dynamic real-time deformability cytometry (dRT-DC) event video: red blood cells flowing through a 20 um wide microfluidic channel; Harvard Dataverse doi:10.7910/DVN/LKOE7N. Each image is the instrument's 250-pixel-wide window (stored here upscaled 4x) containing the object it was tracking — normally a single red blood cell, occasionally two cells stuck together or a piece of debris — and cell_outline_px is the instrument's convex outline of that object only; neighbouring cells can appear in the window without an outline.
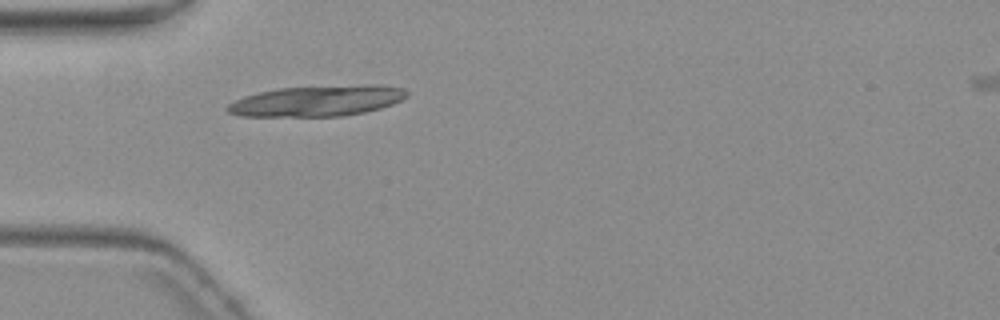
{"species": "common noctule bat (a hibernating species)", "species_latin": "Nyctalus noctula", "temperature_condition": "warm", "stored_images_in_passage": 6, "camera_frame_rate_fps": 3000, "um_per_image_px": 0.085, "animal": {"sex": "female", "body_mass_g": 19.3, "forearm_length_mm": 54.1}, "frame": {"image": 1, "passage_image": 5, "time_ms": 5.0, "image_size_px": [1000, 320], "cell_outline_px": [[408, 96], [392, 104], [380, 108], [364, 112], [340, 116], [240, 116], [228, 112], [224, 108], [228, 104], [244, 96], [276, 88], [368, 84], [380, 84], [404, 88], [408, 92]], "centroid_in_image_um": [26.97, 8.56], "position_along_channel_um": 58.0, "area_um2": 32.25}}